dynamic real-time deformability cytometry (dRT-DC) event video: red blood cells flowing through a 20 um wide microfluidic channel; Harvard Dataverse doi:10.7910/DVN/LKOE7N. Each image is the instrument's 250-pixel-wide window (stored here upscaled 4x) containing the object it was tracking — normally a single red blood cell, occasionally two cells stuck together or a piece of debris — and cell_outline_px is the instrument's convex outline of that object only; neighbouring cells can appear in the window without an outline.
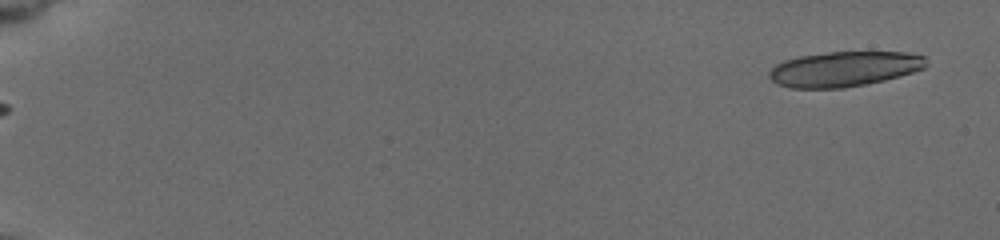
{"species": "common noctule bat (a hibernating species)", "species_latin": "Nyctalus noctula", "temperature_condition": "cold", "stored_images_in_passage": 23, "camera_frame_rate_fps": 3000, "um_per_image_px": 0.085, "animal": {"sex": "female", "body_mass_g": 19.5, "forearm_length_mm": 54.1}, "frame": {"image": 1, "passage_image": 1, "time_ms": 0.0, "image_size_px": [1000, 240], "cell_outline_px": [[924, 68], [912, 72], [884, 80], [844, 88], [792, 88], [776, 84], [768, 76], [768, 72], [776, 64], [784, 60], [800, 56], [828, 52], [908, 52], [924, 56]], "centroid_in_image_um": [71.7, 5.86], "position_along_channel_um": 13.3, "area_um2": 31.91}}